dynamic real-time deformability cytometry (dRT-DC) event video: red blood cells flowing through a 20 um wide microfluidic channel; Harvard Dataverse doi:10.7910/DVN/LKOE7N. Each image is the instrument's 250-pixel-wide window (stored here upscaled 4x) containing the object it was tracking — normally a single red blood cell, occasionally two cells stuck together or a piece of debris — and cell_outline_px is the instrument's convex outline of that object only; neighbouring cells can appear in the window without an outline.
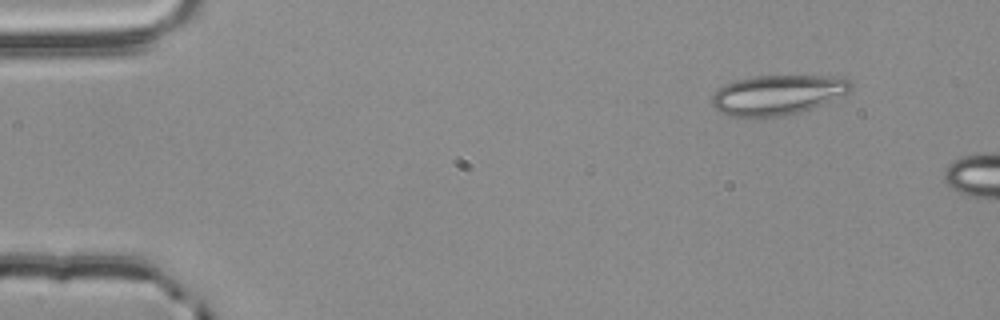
{"species": "common noctule bat (a hibernating species)", "species_latin": "Nyctalus noctula", "temperature_condition": "room temperature", "stored_images_in_passage": 4, "camera_frame_rate_fps": 3000, "um_per_image_px": 0.085, "animal": {"sex": "male", "body_mass_g": 20.4}, "frame": {"image": 1, "passage_image": 1, "time_ms": 0.0, "image_size_px": [1000, 320], "cell_outline_px": [[852, 88], [848, 92], [812, 108], [800, 112], [784, 116], [732, 116], [720, 112], [712, 104], [712, 96], [724, 84], [736, 80], [756, 76], [836, 76], [848, 80], [852, 84]], "centroid_in_image_um": [66.09, 8.05], "position_along_channel_um": 18.9, "area_um2": 31.79}}